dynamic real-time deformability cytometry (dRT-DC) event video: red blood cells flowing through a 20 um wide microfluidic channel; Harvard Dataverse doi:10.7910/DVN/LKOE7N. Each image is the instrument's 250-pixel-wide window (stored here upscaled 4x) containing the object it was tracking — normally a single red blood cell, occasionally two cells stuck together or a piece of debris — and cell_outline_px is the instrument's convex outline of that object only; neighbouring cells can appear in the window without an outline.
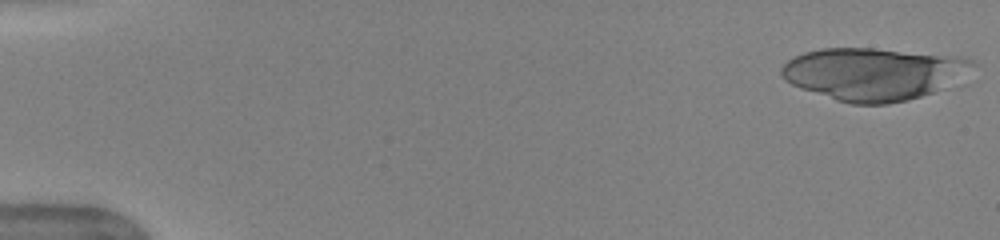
{"species": "human", "species_latin": "Homo sapiens", "temperature_condition": "warm", "stored_images_in_passage": 19, "camera_frame_rate_fps": 3000, "um_per_image_px": 0.085, "donor": {"sex": "female"}, "frame": {"image": 1, "passage_image": 1, "time_ms": 0.0, "image_size_px": [1000, 240], "cell_outline_px": [[980, 64], [976, 80], [968, 84], [908, 100], [888, 104], [852, 104], [836, 100], [800, 88], [784, 80], [780, 72], [780, 68], [788, 60], [804, 52], [820, 48], [872, 48], [972, 60]], "centroid_in_image_um": [74.47, 6.32], "position_along_channel_um": 10.5, "area_um2": 60.05}}